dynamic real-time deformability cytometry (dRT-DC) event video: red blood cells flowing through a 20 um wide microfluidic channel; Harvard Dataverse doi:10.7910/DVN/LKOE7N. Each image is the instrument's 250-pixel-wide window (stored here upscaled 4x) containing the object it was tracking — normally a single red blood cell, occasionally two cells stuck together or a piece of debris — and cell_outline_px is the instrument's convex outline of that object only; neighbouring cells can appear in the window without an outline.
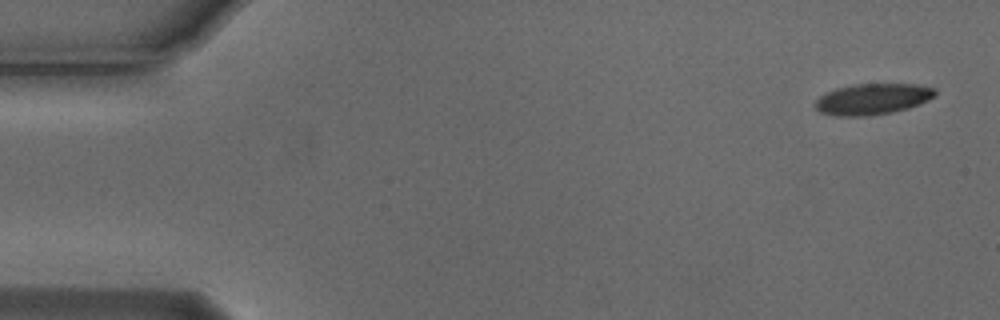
{"species": "Egyptian fruit bat (a non-hibernating species)", "species_latin": "Rousettus aegyptiacus", "temperature_condition": "cold", "stored_images_in_passage": 8, "camera_frame_rate_fps": 3000, "um_per_image_px": 0.085, "animal": {"sex": "male"}, "frame": {"image": 1, "passage_image": 1, "time_ms": 0.0, "image_size_px": [1000, 320], "cell_outline_px": [[936, 96], [920, 104], [908, 108], [892, 112], [864, 116], [836, 116], [820, 112], [812, 104], [820, 96], [836, 88], [856, 84], [920, 84], [936, 88]], "centroid_in_image_um": [74.19, 8.41], "position_along_channel_um": 10.8, "area_um2": 21.79}}
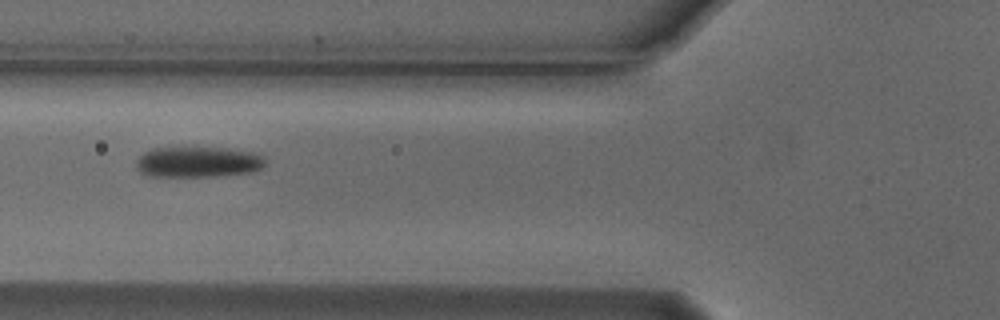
{"frame": {"image": 2, "passage_image": 6, "time_ms": 1.667, "image_size_px": [1000, 320], "cell_outline_px": [[268, 160], [260, 168], [252, 172], [216, 176], [148, 176], [140, 172], [136, 168], [136, 160], [144, 152], [152, 148], [232, 148], [260, 152]], "centroid_in_image_um": [16.89, 13.76], "position_along_channel_um": 108.9, "area_um2": 23.41}}
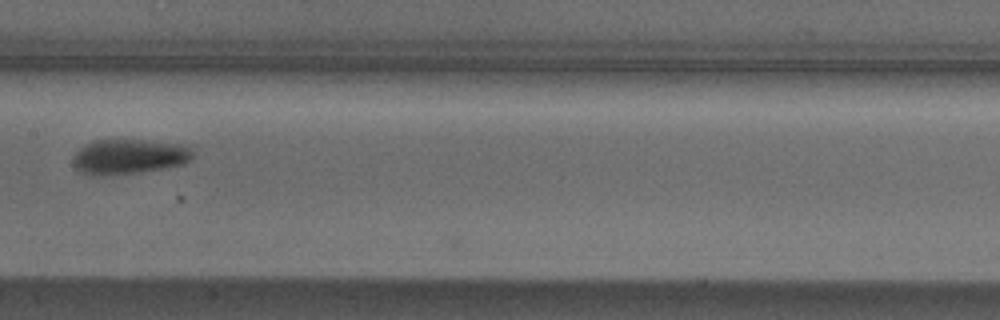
{"frame": {"image": 3, "passage_image": 8, "time_ms": 2.333, "image_size_px": [1000, 320], "cell_outline_px": [[192, 160], [184, 164], [164, 168], [140, 172], [104, 176], [100, 176], [84, 172], [76, 168], [72, 160], [76, 152], [80, 148], [96, 140], [144, 140], [180, 144], [192, 148]], "centroid_in_image_um": [11.0, 13.31], "position_along_channel_um": 196.4, "area_um2": 24.22}}